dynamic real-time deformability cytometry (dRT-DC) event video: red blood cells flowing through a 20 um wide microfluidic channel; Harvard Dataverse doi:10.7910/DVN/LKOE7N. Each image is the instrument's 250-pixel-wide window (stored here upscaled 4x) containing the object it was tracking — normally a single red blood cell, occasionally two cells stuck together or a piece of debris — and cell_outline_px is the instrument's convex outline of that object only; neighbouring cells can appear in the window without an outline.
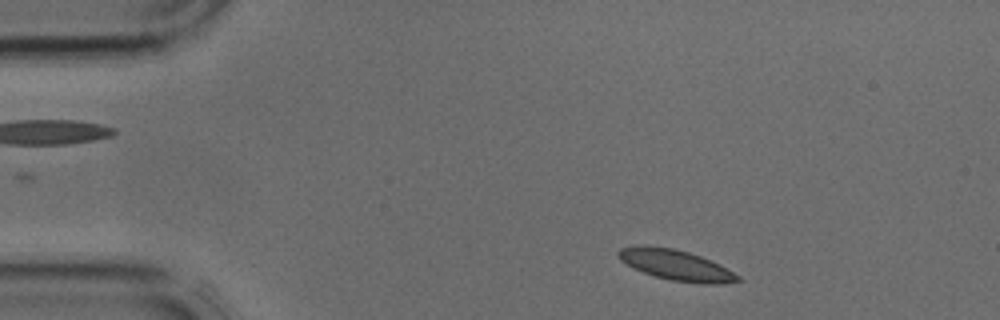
{"species": "common noctule bat (a hibernating species)", "species_latin": "Nyctalus noctula", "temperature_condition": "cold", "stored_images_in_passage": 3, "camera_frame_rate_fps": 3000, "um_per_image_px": 0.085, "animal": {"sex": "male", "body_mass_g": 17.9, "forearm_length_mm": 54.2}, "frame": {"image": 1, "passage_image": 3, "time_ms": 0.667, "image_size_px": [1000, 320], "cell_outline_px": [[740, 280], [720, 284], [704, 284], [672, 280], [656, 276], [644, 272], [620, 260], [616, 252], [620, 248], [672, 248], [688, 252], [700, 256], [720, 264], [740, 276]], "centroid_in_image_um": [57.55, 22.57], "position_along_channel_um": 27.4, "area_um2": 20.29}}